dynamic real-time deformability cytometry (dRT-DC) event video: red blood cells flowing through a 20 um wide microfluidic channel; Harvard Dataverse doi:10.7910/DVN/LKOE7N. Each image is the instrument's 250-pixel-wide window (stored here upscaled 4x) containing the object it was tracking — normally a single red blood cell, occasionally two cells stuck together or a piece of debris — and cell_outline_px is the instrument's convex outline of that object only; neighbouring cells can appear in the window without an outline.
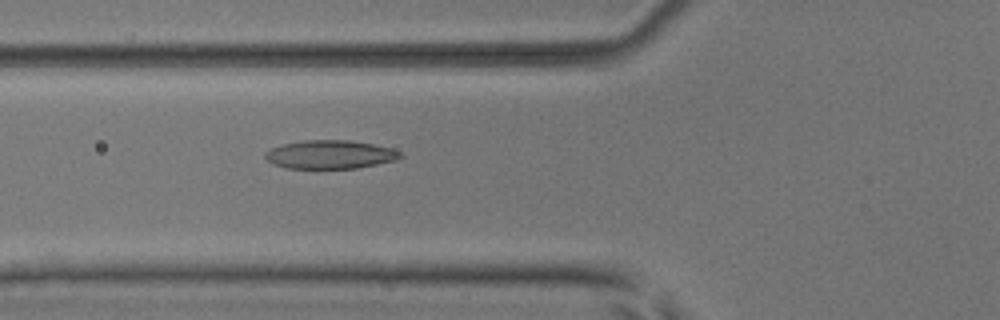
{"species": "common noctule bat (a hibernating species)", "species_latin": "Nyctalus noctula", "temperature_condition": "room temperature", "stored_images_in_passage": 5, "camera_frame_rate_fps": 3000, "um_per_image_px": 0.085, "animal": {"sex": "male", "body_mass_g": 17.9, "forearm_length_mm": 54.2}, "frame": {"image": 1, "passage_image": 5, "time_ms": 1.333, "image_size_px": [1000, 320], "cell_outline_px": [[404, 156], [396, 160], [356, 168], [288, 168], [272, 164], [264, 156], [264, 152], [272, 148], [284, 144], [304, 140], [348, 140], [372, 144], [392, 148], [400, 152]], "centroid_in_image_um": [28.06, 13.13], "position_along_channel_um": 97.7, "area_um2": 22.31}}